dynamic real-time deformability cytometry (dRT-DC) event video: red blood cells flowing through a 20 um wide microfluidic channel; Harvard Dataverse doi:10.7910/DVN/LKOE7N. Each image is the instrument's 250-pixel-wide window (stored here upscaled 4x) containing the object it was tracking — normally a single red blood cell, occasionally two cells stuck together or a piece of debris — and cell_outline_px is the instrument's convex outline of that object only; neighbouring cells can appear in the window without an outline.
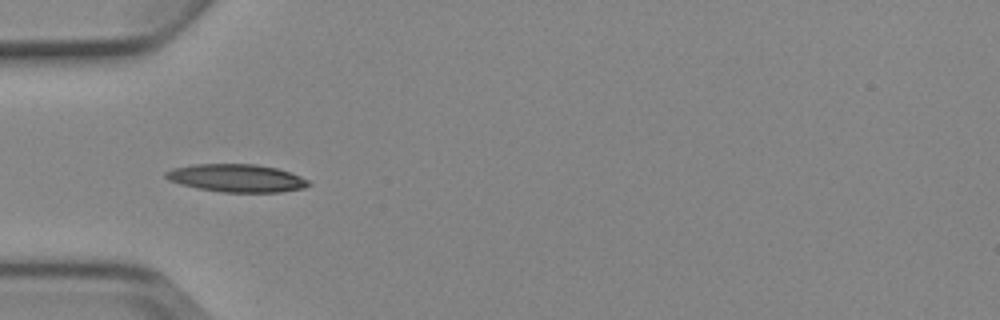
{"species": "Egyptian fruit bat (a non-hibernating species)", "species_latin": "Rousettus aegyptiacus", "temperature_condition": "cold", "stored_images_in_passage": 4, "camera_frame_rate_fps": 3000, "um_per_image_px": 0.085, "animal": {"sex": "female"}, "frame": {"image": 1, "passage_image": 4, "time_ms": 3.667, "image_size_px": [1000, 320], "cell_outline_px": [[312, 184], [304, 188], [280, 192], [220, 192], [196, 188], [180, 184], [168, 180], [164, 176], [164, 172], [172, 168], [192, 164], [256, 164], [276, 168], [300, 176], [308, 180]], "centroid_in_image_um": [20.07, 15.14], "position_along_channel_um": 64.9, "area_um2": 23.29}}